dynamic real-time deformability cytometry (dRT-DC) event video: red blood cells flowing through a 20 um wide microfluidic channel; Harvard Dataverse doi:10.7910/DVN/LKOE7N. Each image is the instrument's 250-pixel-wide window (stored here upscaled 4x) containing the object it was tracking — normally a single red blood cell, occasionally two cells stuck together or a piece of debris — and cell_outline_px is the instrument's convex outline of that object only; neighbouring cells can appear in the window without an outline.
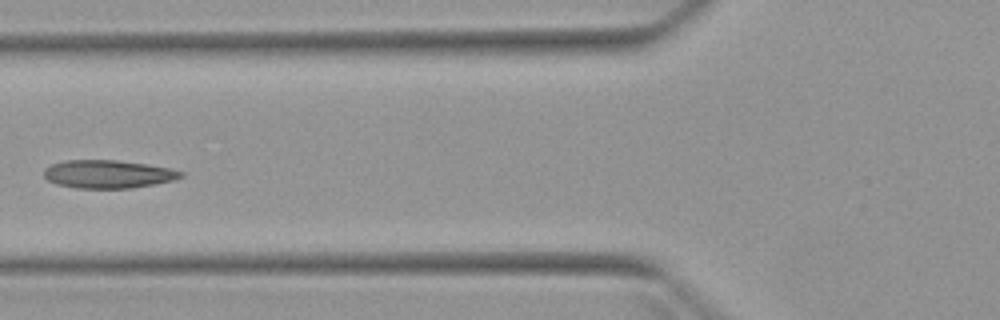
{"species": "Egyptian fruit bat (a non-hibernating species)", "species_latin": "Rousettus aegyptiacus", "temperature_condition": "warm", "stored_images_in_passage": 6, "camera_frame_rate_fps": 3000, "um_per_image_px": 0.085, "animal": {"sex": "female"}, "frame": {"image": 1, "passage_image": 5, "time_ms": 5.667, "image_size_px": [1000, 320], "cell_outline_px": [[184, 176], [176, 180], [132, 188], [76, 188], [56, 184], [48, 180], [44, 176], [44, 168], [52, 164], [64, 160], [116, 160], [148, 164], [168, 168], [184, 172]], "centroid_in_image_um": [9.19, 14.8], "position_along_channel_um": 116.6, "area_um2": 22.54}}
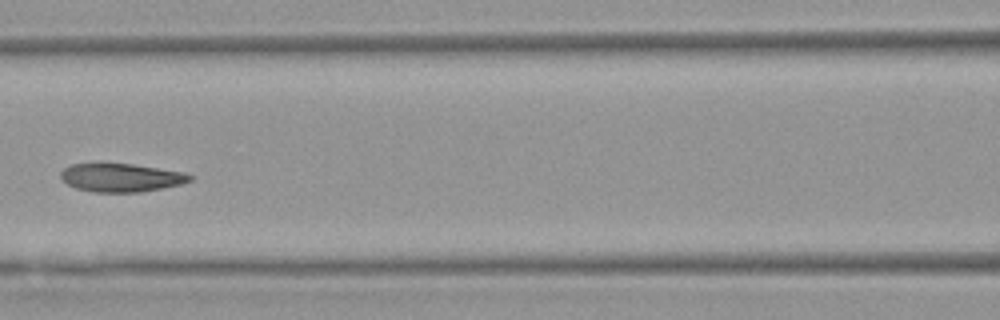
{"frame": {"image": 2, "passage_image": 6, "time_ms": 6.667, "image_size_px": [1000, 320], "cell_outline_px": [[192, 180], [180, 184], [140, 192], [96, 192], [76, 188], [68, 184], [60, 176], [60, 172], [64, 168], [72, 164], [132, 164], [184, 172], [192, 176]], "centroid_in_image_um": [10.29, 15.1], "position_along_channel_um": 156.3, "area_um2": 20.98}}